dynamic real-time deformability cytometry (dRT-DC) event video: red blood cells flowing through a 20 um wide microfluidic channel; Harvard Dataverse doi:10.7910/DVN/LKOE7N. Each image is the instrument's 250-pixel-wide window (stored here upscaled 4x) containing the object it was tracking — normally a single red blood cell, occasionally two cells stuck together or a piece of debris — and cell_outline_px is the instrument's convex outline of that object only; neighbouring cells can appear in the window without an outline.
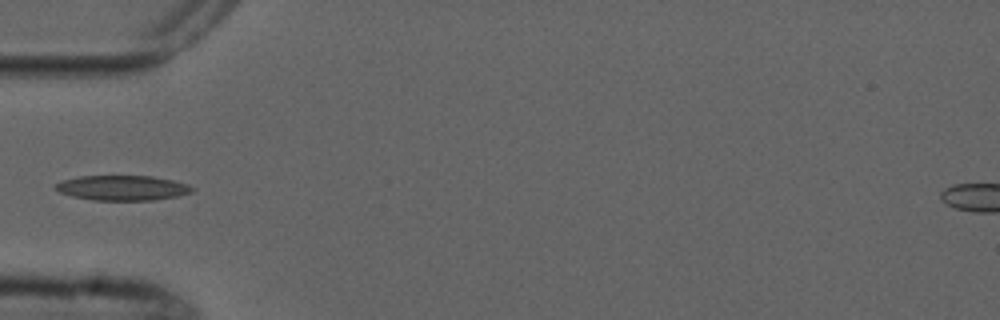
{"species": "common noctule bat (a hibernating species)", "species_latin": "Nyctalus noctula", "temperature_condition": "cold", "stored_images_in_passage": 3, "camera_frame_rate_fps": 3000, "um_per_image_px": 0.085, "animal": {"sex": "male", "forearm_length_mm": 52.5}, "frame": {"image": 1, "passage_image": 2, "time_ms": 1.333, "image_size_px": [1000, 320], "cell_outline_px": [[196, 188], [192, 192], [176, 196], [152, 200], [92, 200], [72, 196], [60, 192], [56, 188], [56, 184], [64, 180], [80, 176], [152, 176], [172, 180], [188, 184]], "centroid_in_image_um": [10.44, 15.97], "position_along_channel_um": 74.6, "area_um2": 19.71}}
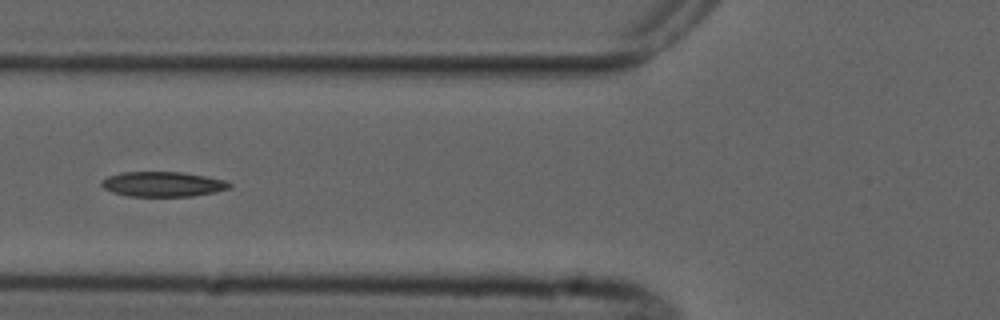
{"frame": {"image": 2, "passage_image": 3, "time_ms": 2.333, "image_size_px": [1000, 320], "cell_outline_px": [[232, 188], [216, 192], [192, 196], [128, 196], [112, 192], [104, 188], [100, 184], [100, 180], [108, 176], [120, 172], [184, 172], [208, 176], [228, 180], [232, 184]], "centroid_in_image_um": [13.88, 15.64], "position_along_channel_um": 111.9, "area_um2": 18.96}}